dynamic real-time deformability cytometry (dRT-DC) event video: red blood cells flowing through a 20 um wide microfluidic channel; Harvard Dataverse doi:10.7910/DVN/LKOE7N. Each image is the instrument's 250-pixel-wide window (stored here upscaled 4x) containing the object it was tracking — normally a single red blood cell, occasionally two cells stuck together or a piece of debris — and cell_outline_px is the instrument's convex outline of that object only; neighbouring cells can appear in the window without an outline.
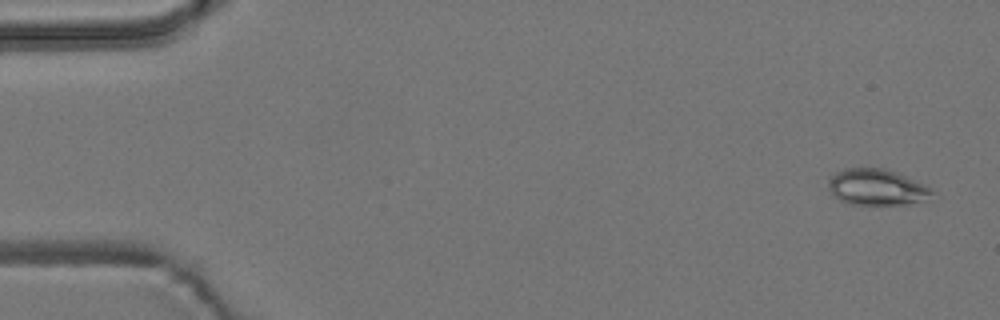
{"species": "common noctule bat (a hibernating species)", "species_latin": "Nyctalus noctula", "temperature_condition": "room temperature", "stored_images_in_passage": 5, "camera_frame_rate_fps": 3000, "um_per_image_px": 0.085, "animal": {"sex": "male", "body_mass_g": 19.2, "forearm_length_mm": 51.8}, "frame": {"image": 1, "passage_image": 1, "time_ms": 0.0, "image_size_px": [1000, 320], "cell_outline_px": [[936, 192], [920, 200], [908, 204], [852, 204], [840, 200], [828, 188], [828, 180], [836, 172], [844, 168], [884, 168], [896, 172], [932, 188]], "centroid_in_image_um": [74.5, 15.89], "position_along_channel_um": 10.5, "area_um2": 21.44}}